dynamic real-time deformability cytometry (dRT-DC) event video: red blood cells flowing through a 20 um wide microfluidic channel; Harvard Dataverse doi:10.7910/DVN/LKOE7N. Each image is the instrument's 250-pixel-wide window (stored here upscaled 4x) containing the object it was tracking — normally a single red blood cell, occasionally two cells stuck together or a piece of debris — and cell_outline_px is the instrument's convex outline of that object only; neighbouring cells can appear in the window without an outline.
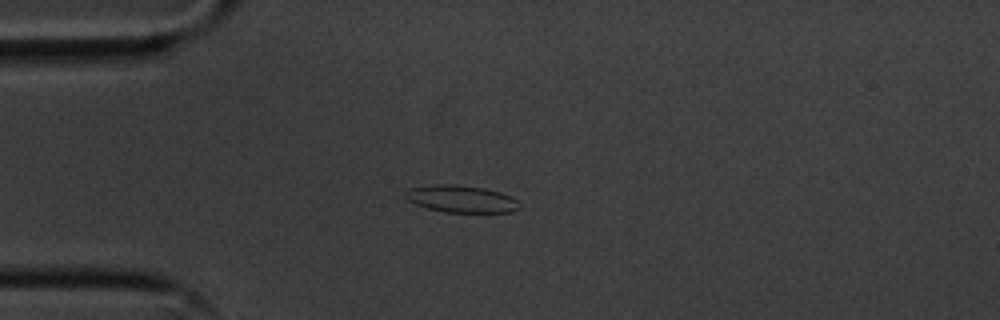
{"species": "common noctule bat (a hibernating species)", "species_latin": "Nyctalus noctula", "temperature_condition": "cold", "stored_images_in_passage": 24, "camera_frame_rate_fps": 3000, "um_per_image_px": 0.085, "animal": {"sex": "male", "body_mass_g": 20.1, "forearm_length_mm": 53.5}, "frame": {"image": 1, "passage_image": 7, "time_ms": 2.0, "image_size_px": [1000, 320], "cell_outline_px": [[520, 208], [512, 212], [444, 212], [428, 208], [416, 204], [408, 200], [404, 196], [404, 192], [408, 188], [432, 184], [452, 184], [484, 188], [500, 192], [512, 196], [520, 200]], "centroid_in_image_um": [39.22, 16.9], "position_along_channel_um": 45.8, "area_um2": 18.26}}
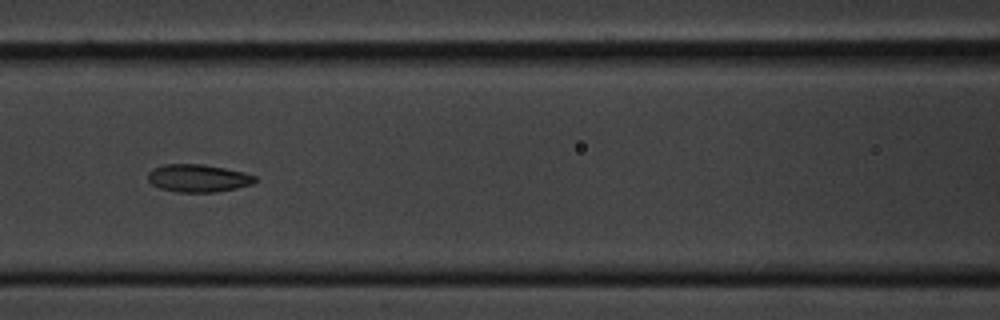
{"frame": {"image": 2, "passage_image": 17, "time_ms": 5.333, "image_size_px": [1000, 320], "cell_outline_px": [[256, 180], [252, 184], [236, 188], [216, 192], [176, 192], [160, 188], [152, 184], [148, 180], [148, 172], [152, 168], [164, 164], [204, 164], [244, 172], [256, 176]], "centroid_in_image_um": [16.82, 15.14], "position_along_channel_um": 149.8, "area_um2": 17.34}}
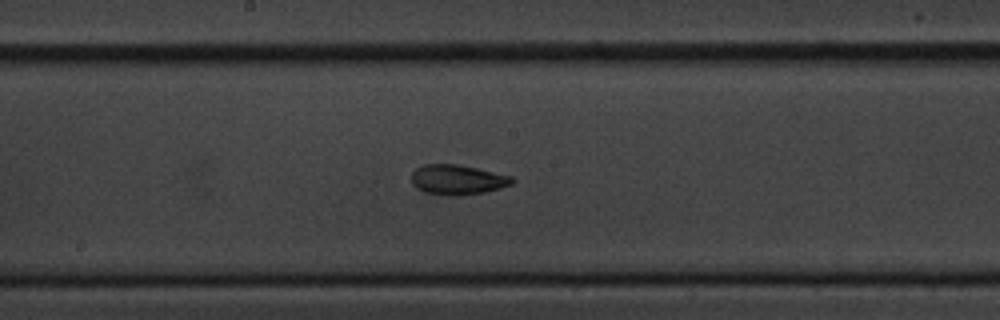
{"frame": {"image": 3, "passage_image": 22, "time_ms": 7.0, "image_size_px": [1000, 320], "cell_outline_px": [[516, 180], [512, 184], [500, 188], [484, 192], [456, 196], [448, 196], [424, 192], [416, 188], [412, 184], [412, 172], [416, 168], [424, 164], [456, 164], [476, 168], [512, 176]], "centroid_in_image_um": [38.88, 15.28], "position_along_channel_um": 209.3, "area_um2": 17.63}}